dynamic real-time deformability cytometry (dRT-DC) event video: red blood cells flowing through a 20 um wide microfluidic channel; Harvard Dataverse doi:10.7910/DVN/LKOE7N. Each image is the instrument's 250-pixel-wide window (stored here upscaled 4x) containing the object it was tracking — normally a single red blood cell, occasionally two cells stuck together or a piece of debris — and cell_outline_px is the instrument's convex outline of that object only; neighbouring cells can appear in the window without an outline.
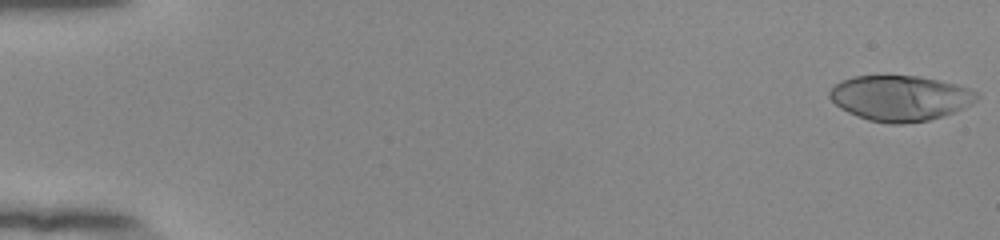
{"species": "human", "species_latin": "Homo sapiens", "temperature_condition": "room temperature", "stored_images_in_passage": 2, "camera_frame_rate_fps": 3000, "um_per_image_px": 0.085, "donor": {"sex": "female"}, "frame": {"image": 1, "passage_image": 1, "time_ms": 0.0, "image_size_px": [1000, 240], "cell_outline_px": [[980, 96], [972, 104], [952, 112], [928, 120], [900, 124], [888, 124], [868, 120], [856, 116], [840, 108], [828, 96], [828, 92], [836, 84], [852, 76], [920, 76], [956, 84], [968, 88], [976, 92]], "centroid_in_image_um": [76.49, 8.34], "position_along_channel_um": 8.5, "area_um2": 38.73}}